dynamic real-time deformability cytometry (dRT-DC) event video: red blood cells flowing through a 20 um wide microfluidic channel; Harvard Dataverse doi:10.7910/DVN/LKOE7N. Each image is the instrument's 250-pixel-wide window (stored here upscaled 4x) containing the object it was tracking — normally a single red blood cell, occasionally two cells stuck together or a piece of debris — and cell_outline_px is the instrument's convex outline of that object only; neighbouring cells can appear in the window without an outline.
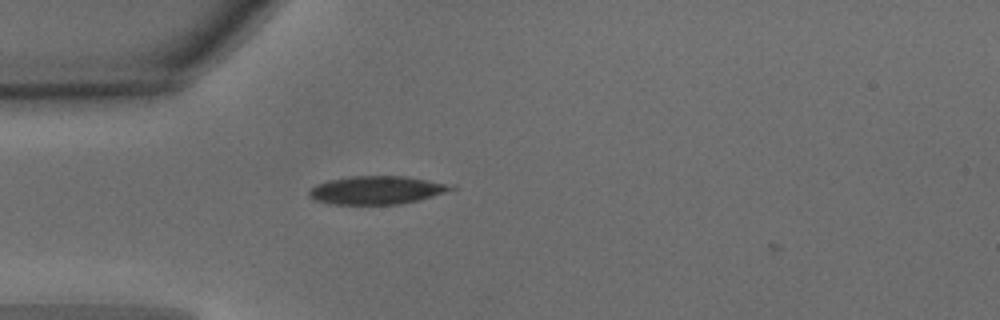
{"species": "common noctule bat (a hibernating species)", "species_latin": "Nyctalus noctula", "temperature_condition": "warm", "stored_images_in_passage": 5, "camera_frame_rate_fps": 3000, "um_per_image_px": 0.085, "animal": {"sex": "male", "body_mass_g": 15.6}, "frame": {"image": 1, "passage_image": 4, "time_ms": 1.0, "image_size_px": [1000, 320], "cell_outline_px": [[456, 188], [420, 200], [400, 204], [332, 204], [316, 200], [308, 196], [308, 192], [316, 184], [328, 180], [352, 176], [408, 176], [456, 184]], "centroid_in_image_um": [32.07, 16.15], "position_along_channel_um": 52.9, "area_um2": 23.52}}